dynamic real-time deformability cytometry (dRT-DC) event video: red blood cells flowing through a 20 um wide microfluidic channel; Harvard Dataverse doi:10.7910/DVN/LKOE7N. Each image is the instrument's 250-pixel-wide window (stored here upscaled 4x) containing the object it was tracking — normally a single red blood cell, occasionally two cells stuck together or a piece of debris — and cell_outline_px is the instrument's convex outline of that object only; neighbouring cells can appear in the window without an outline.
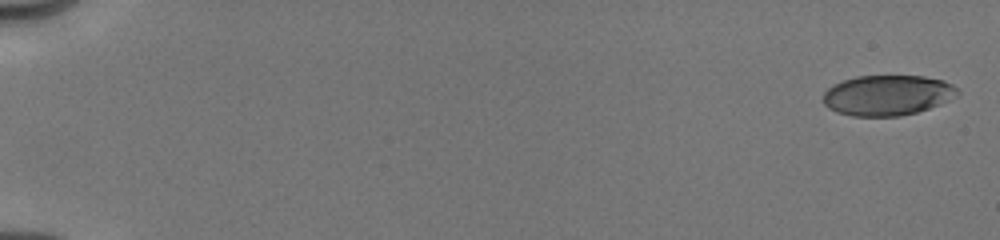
{"species": "human", "species_latin": "Homo sapiens", "temperature_condition": "cold", "stored_images_in_passage": 10, "camera_frame_rate_fps": 3000, "um_per_image_px": 0.085, "donor": {"sex": "male"}, "frame": {"image": 1, "passage_image": 1, "time_ms": 0.0, "image_size_px": [1000, 240], "cell_outline_px": [[960, 92], [956, 96], [940, 104], [916, 112], [900, 116], [852, 116], [836, 112], [828, 108], [824, 104], [824, 92], [832, 84], [856, 76], [924, 76], [944, 80], [952, 84]], "centroid_in_image_um": [75.42, 8.09], "position_along_channel_um": 9.6, "area_um2": 31.62}}
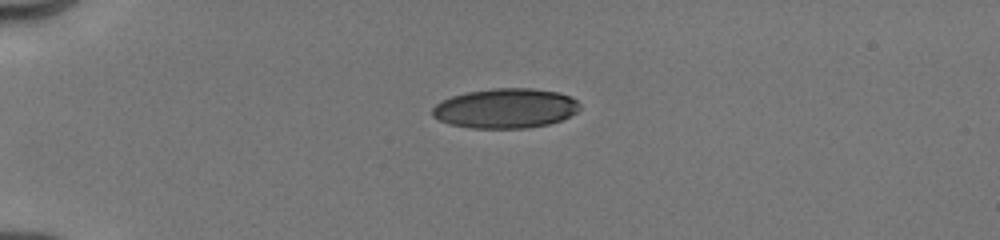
{"frame": {"image": 2, "passage_image": 6, "time_ms": 4.333, "image_size_px": [1000, 240], "cell_outline_px": [[580, 108], [576, 112], [560, 120], [548, 124], [528, 128], [472, 128], [452, 124], [440, 120], [432, 116], [432, 108], [436, 104], [452, 96], [464, 92], [492, 88], [532, 88], [560, 92], [576, 100], [580, 104]], "centroid_in_image_um": [42.97, 9.2], "position_along_channel_um": 42.0, "area_um2": 34.1}}
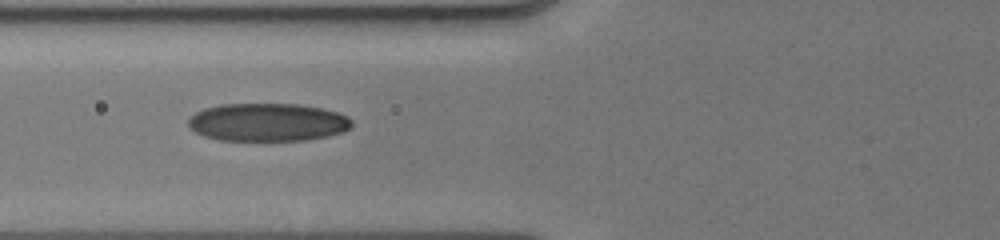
{"frame": {"image": 3, "passage_image": 9, "time_ms": 7.0, "image_size_px": [1000, 240], "cell_outline_px": [[352, 128], [344, 132], [328, 136], [308, 140], [216, 140], [204, 136], [196, 132], [188, 124], [188, 120], [196, 112], [204, 108], [220, 104], [296, 104], [320, 108], [336, 112], [348, 116], [352, 120]], "centroid_in_image_um": [22.78, 10.39], "position_along_channel_um": 103.0, "area_um2": 36.3}}